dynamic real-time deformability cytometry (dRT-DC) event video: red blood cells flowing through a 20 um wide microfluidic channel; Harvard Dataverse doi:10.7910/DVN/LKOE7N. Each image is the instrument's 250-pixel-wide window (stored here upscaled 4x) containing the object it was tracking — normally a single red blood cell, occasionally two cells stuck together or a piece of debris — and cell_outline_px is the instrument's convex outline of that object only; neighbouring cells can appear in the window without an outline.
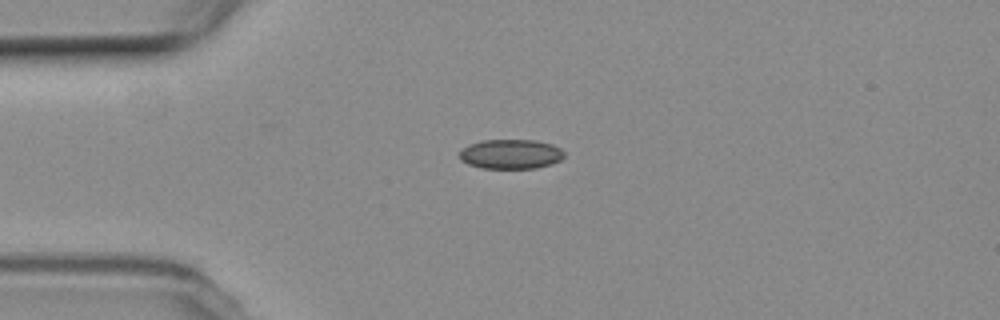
{"species": "common noctule bat (a hibernating species)", "species_latin": "Nyctalus noctula", "temperature_condition": "room temperature", "stored_images_in_passage": 43, "camera_frame_rate_fps": 3000, "um_per_image_px": 0.085, "animal": {"sex": "female", "body_mass_g": 19.3, "forearm_length_mm": 54.1}, "frame": {"image": 1, "passage_image": 1, "time_ms": 0.0, "image_size_px": [1000, 320], "cell_outline_px": [[564, 156], [560, 160], [552, 164], [536, 168], [480, 168], [468, 164], [460, 160], [460, 152], [468, 144], [484, 140], [536, 140], [552, 144], [560, 148], [564, 152]], "centroid_in_image_um": [43.42, 13.1], "position_along_channel_um": 41.6, "area_um2": 18.09}}
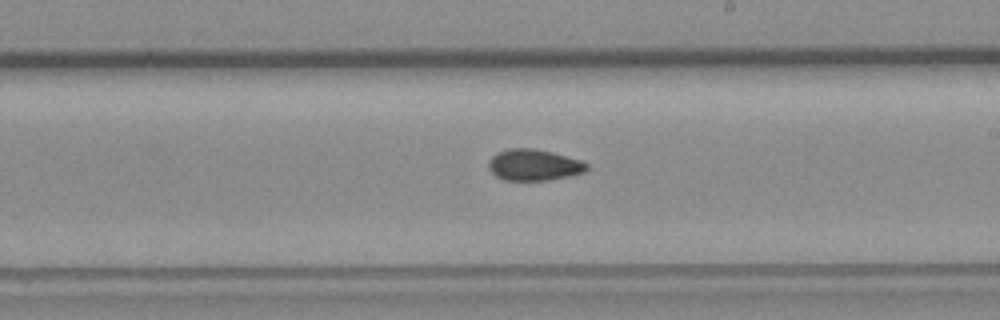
{"frame": {"image": 2, "passage_image": 19, "time_ms": 6.0, "image_size_px": [1000, 320], "cell_outline_px": [[588, 168], [584, 172], [572, 176], [548, 180], [504, 180], [496, 176], [488, 168], [488, 160], [492, 156], [508, 148], [532, 148], [552, 152], [580, 160], [588, 164]], "centroid_in_image_um": [45.38, 14.02], "position_along_channel_um": 243.6, "area_um2": 17.92}}
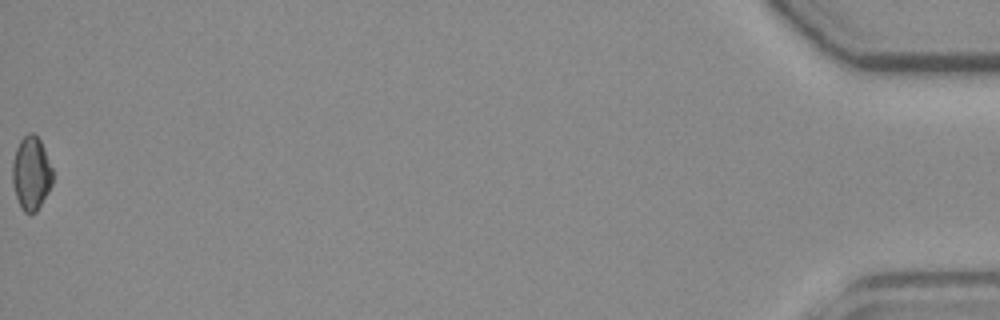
{"frame": {"image": 3, "passage_image": 43, "time_ms": 14.0, "image_size_px": [1000, 320], "cell_outline_px": [[52, 184], [48, 192], [36, 212], [24, 212], [20, 208], [12, 184], [12, 160], [16, 148], [20, 140], [28, 132], [32, 132], [40, 140], [44, 148], [52, 168]], "centroid_in_image_um": [2.63, 14.72], "position_along_channel_um": 432.6, "area_um2": 17.28}, "authors_computed_cell_mechanics": {"area_um2": 17.4556, "velocity_mm_per_s": 3.7242, "shape_relaxation_time_tau1_ms": null, "shape_relaxation_time_tau2_ms": 3.6632, "deformation_change_tau1": null, "deformation_change_tau2": 0.0732}}